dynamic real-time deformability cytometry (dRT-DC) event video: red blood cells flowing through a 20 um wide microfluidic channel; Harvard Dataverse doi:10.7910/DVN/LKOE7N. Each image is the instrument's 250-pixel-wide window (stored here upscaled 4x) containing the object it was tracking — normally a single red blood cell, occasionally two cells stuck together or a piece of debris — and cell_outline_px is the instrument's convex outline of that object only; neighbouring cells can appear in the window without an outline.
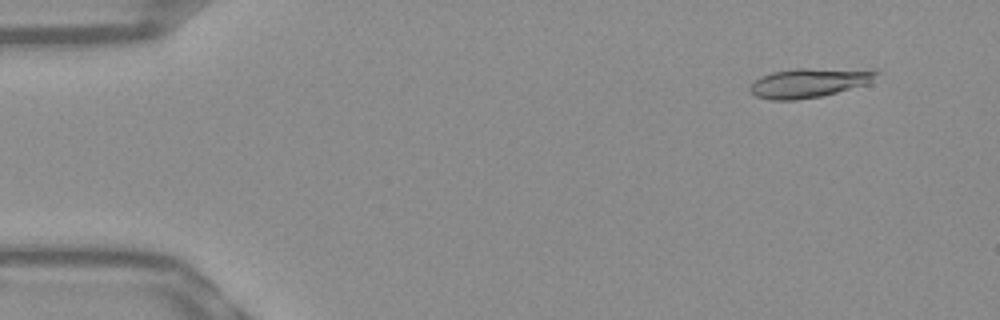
{"species": "Egyptian fruit bat (a non-hibernating species)", "species_latin": "Rousettus aegyptiacus", "temperature_condition": "warm", "stored_images_in_passage": 16, "camera_frame_rate_fps": 3000, "um_per_image_px": 0.085, "frame": {"image": 1, "passage_image": 5, "time_ms": 1.333, "image_size_px": [1000, 320], "cell_outline_px": [[880, 72], [868, 84], [820, 96], [796, 100], [772, 100], [756, 96], [748, 88], [760, 76], [772, 72], [796, 68], [808, 68]], "centroid_in_image_um": [68.68, 7.05], "position_along_channel_um": 16.3, "area_um2": 20.98}}
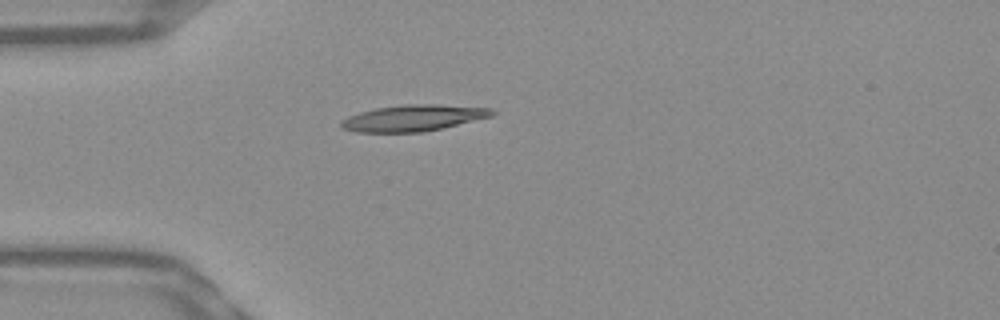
{"frame": {"image": 2, "passage_image": 15, "time_ms": 4.667, "image_size_px": [1000, 320], "cell_outline_px": [[496, 112], [492, 116], [424, 132], [356, 132], [340, 128], [340, 120], [348, 116], [360, 112], [376, 108], [404, 104], [436, 104], [492, 108]], "centroid_in_image_um": [35.1, 10.02], "position_along_channel_um": 49.9, "area_um2": 23.12}}